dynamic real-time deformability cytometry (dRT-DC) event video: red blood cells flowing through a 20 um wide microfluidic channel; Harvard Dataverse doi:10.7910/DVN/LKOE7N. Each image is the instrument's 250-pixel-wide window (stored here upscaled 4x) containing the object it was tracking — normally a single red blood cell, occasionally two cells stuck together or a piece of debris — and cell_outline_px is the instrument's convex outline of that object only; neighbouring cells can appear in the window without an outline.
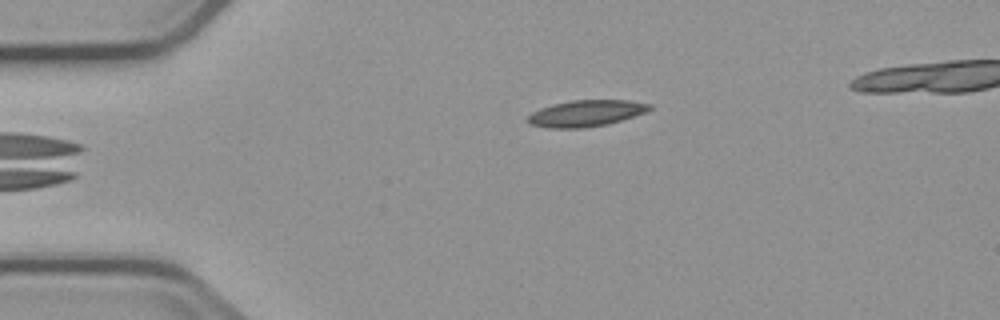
{"species": "common noctule bat (a hibernating species)", "species_latin": "Nyctalus noctula", "temperature_condition": "cold", "stored_images_in_passage": 4, "camera_frame_rate_fps": 3000, "um_per_image_px": 0.085, "animal": {"sex": "male", "body_mass_g": 23.1, "forearm_length_mm": 52.7}, "frame": {"image": 1, "passage_image": 4, "time_ms": 3.667, "image_size_px": [1000, 320], "cell_outline_px": [[652, 108], [644, 112], [608, 124], [584, 128], [548, 128], [528, 124], [528, 116], [532, 112], [540, 108], [552, 104], [572, 100], [628, 100], [652, 104]], "centroid_in_image_um": [49.78, 9.63], "position_along_channel_um": 35.2, "area_um2": 18.67}}